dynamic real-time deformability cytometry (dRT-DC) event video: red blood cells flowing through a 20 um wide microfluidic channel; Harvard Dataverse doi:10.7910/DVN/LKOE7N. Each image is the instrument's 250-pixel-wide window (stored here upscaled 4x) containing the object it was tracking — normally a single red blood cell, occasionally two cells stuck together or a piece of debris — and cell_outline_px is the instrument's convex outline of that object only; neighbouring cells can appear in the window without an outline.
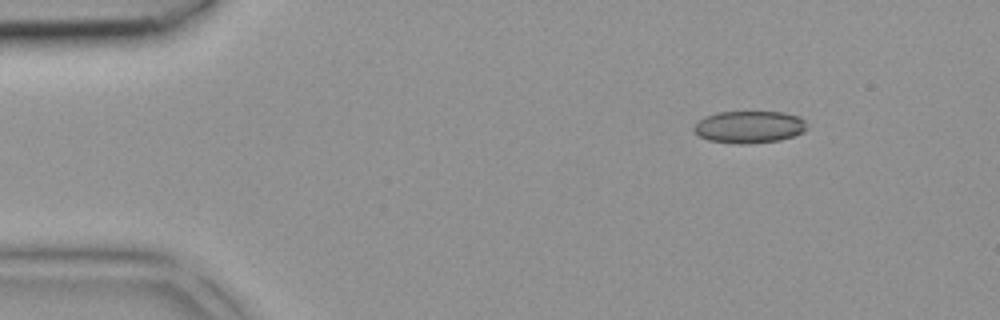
{"species": "common noctule bat (a hibernating species)", "species_latin": "Nyctalus noctula", "temperature_condition": "room temperature", "stored_images_in_passage": 8, "camera_frame_rate_fps": 3000, "um_per_image_px": 0.085, "animal": {"sex": "female", "body_mass_g": 18.4}, "frame": {"image": 1, "passage_image": 1, "time_ms": 0.0, "image_size_px": [1000, 320], "cell_outline_px": [[808, 128], [804, 132], [780, 140], [744, 144], [736, 144], [708, 140], [700, 136], [692, 128], [704, 116], [716, 112], [784, 112], [800, 116], [808, 124]], "centroid_in_image_um": [63.72, 10.78], "position_along_channel_um": 21.3, "area_um2": 21.33}}